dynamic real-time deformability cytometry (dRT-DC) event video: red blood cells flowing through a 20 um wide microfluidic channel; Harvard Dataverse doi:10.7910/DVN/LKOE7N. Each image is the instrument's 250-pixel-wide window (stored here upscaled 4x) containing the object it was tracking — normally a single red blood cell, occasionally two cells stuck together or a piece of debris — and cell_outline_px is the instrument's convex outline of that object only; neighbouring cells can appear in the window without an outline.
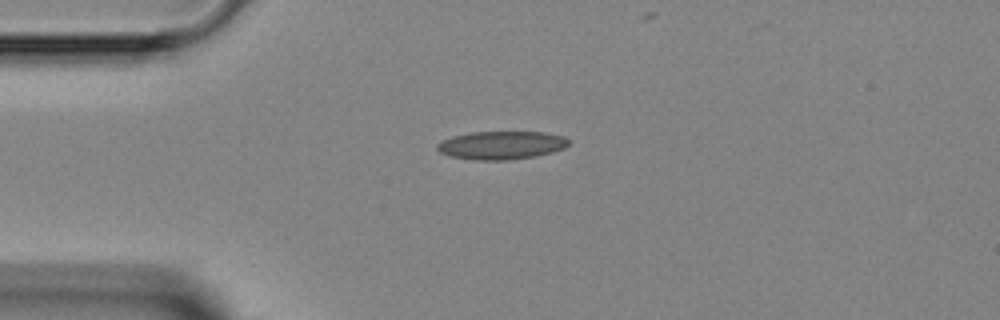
{"species": "Egyptian fruit bat (a non-hibernating species)", "species_latin": "Rousettus aegyptiacus", "temperature_condition": "room temperature", "stored_images_in_passage": 1, "camera_frame_rate_fps": 3000, "um_per_image_px": 0.085, "animal": {"sex": "female"}, "frame": {"image": 1, "passage_image": 1, "time_ms": 0.0, "image_size_px": [1000, 320], "cell_outline_px": [[568, 144], [564, 148], [552, 152], [536, 156], [508, 160], [476, 160], [448, 156], [440, 152], [436, 148], [436, 144], [452, 136], [472, 132], [544, 132], [564, 136], [568, 140]], "centroid_in_image_um": [42.6, 12.34], "position_along_channel_um": 42.4, "area_um2": 21.62}}